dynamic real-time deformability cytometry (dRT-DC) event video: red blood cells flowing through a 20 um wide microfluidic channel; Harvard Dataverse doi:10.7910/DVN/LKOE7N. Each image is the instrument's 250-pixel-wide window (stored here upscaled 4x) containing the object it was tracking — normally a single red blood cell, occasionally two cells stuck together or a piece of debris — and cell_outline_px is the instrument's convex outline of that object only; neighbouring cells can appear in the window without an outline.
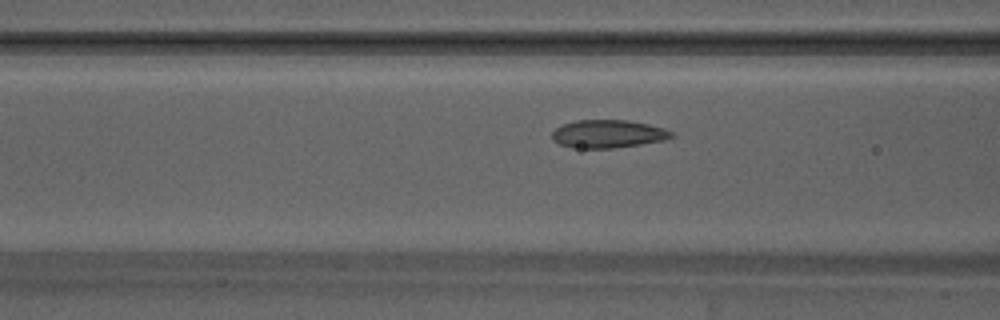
{"species": "Egyptian fruit bat (a non-hibernating species)", "species_latin": "Rousettus aegyptiacus", "temperature_condition": "warm", "stored_images_in_passage": 17, "camera_frame_rate_fps": 3000, "um_per_image_px": 0.085, "animal": {"sex": "male"}, "frame": {"image": 1, "passage_image": 15, "time_ms": 4.667, "image_size_px": [1000, 320], "cell_outline_px": [[676, 136], [664, 140], [640, 144], [612, 148], [572, 148], [560, 144], [552, 140], [552, 132], [560, 124], [576, 120], [628, 120], [648, 124], [664, 128], [672, 132]], "centroid_in_image_um": [51.66, 11.37], "position_along_channel_um": 114.9, "area_um2": 19.59}}